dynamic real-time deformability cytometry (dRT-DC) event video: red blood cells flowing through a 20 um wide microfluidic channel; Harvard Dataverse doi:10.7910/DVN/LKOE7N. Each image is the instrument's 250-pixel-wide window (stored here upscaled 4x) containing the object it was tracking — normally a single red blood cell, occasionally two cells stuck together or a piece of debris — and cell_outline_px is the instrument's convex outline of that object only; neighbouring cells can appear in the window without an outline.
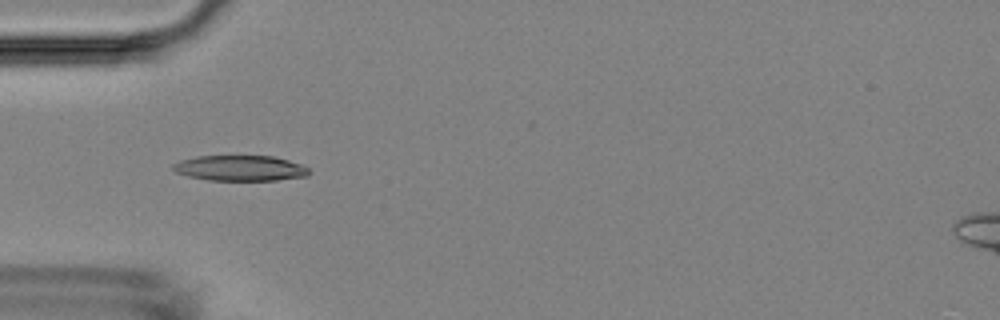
{"species": "Egyptian fruit bat (a non-hibernating species)", "species_latin": "Rousettus aegyptiacus", "temperature_condition": "room temperature", "stored_images_in_passage": 38, "camera_frame_rate_fps": 3000, "um_per_image_px": 0.085, "animal": {"sex": "female"}, "frame": {"image": 1, "passage_image": 1, "time_ms": 0.0, "image_size_px": [1000, 320], "cell_outline_px": [[312, 172], [308, 176], [276, 180], [208, 180], [188, 176], [176, 172], [172, 168], [172, 164], [180, 160], [196, 156], [272, 156], [288, 160], [300, 164], [308, 168]], "centroid_in_image_um": [20.42, 14.29], "position_along_channel_um": 64.6, "area_um2": 20.23}}
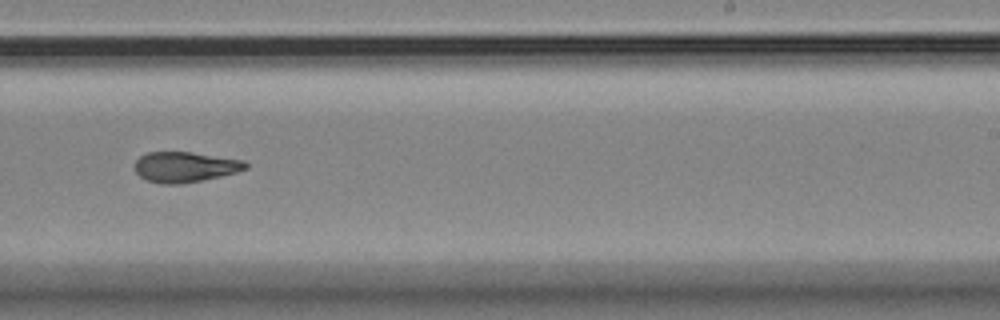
{"frame": {"image": 2, "passage_image": 18, "time_ms": 5.667, "image_size_px": [1000, 320], "cell_outline_px": [[248, 168], [236, 172], [220, 176], [180, 184], [160, 184], [148, 180], [140, 176], [136, 172], [136, 160], [140, 156], [148, 152], [192, 152], [244, 160], [248, 164]], "centroid_in_image_um": [15.74, 14.18], "position_along_channel_um": 273.3, "area_um2": 19.48}}
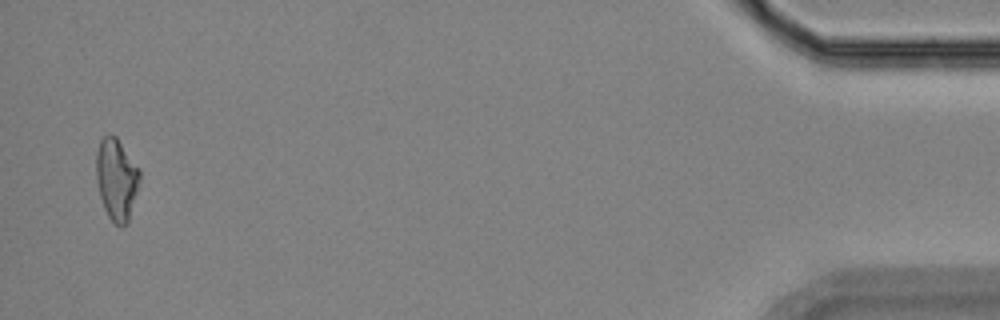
{"frame": {"image": 3, "passage_image": 37, "time_ms": 12.0, "image_size_px": [1000, 320], "cell_outline_px": [[140, 180], [128, 224], [120, 228], [108, 216], [104, 208], [100, 196], [96, 180], [96, 152], [100, 140], [108, 132], [116, 136], [140, 168]], "centroid_in_image_um": [9.91, 15.22], "position_along_channel_um": 425.3, "area_um2": 21.04}, "authors_computed_cell_mechanics": {"area_um2": 19.9699, "velocity_mm_per_s": 3.6935, "shape_relaxation_time_tau1_ms": 9.8078, "shape_relaxation_time_tau2_ms": 2.85, "deformation_change_tau1": 0.2236, "deformation_change_tau2": 0.1099}}